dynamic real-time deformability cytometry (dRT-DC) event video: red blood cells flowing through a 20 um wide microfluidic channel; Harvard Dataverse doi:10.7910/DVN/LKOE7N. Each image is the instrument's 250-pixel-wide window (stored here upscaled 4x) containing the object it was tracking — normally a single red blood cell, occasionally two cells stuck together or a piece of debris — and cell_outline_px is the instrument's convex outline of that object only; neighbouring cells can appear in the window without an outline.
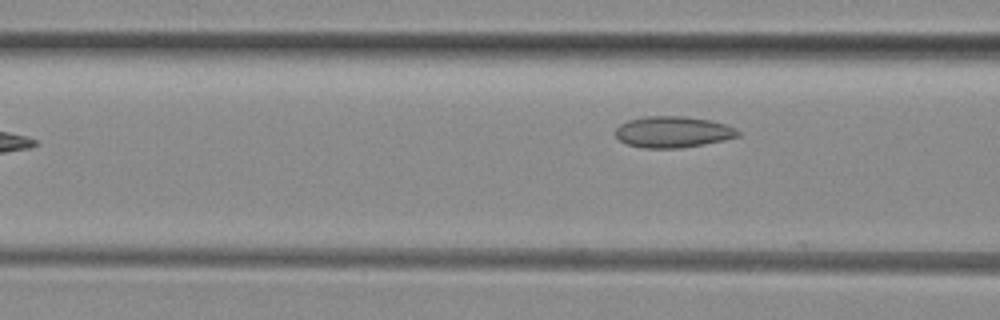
{"species": "common noctule bat (a hibernating species)", "species_latin": "Nyctalus noctula", "temperature_condition": "room temperature", "stored_images_in_passage": 6, "camera_frame_rate_fps": 3000, "um_per_image_px": 0.085, "animal": {"sex": "female", "body_mass_g": 29.2, "forearm_length_mm": 56.3}, "frame": {"image": 1, "passage_image": 6, "time_ms": 5.667, "image_size_px": [1000, 320], "cell_outline_px": [[740, 136], [724, 140], [704, 144], [680, 148], [644, 148], [628, 144], [620, 140], [616, 136], [616, 128], [620, 124], [628, 120], [640, 116], [684, 116], [708, 120], [724, 124], [736, 128], [740, 132]], "centroid_in_image_um": [57.19, 11.21], "position_along_channel_um": 109.4, "area_um2": 22.31}}